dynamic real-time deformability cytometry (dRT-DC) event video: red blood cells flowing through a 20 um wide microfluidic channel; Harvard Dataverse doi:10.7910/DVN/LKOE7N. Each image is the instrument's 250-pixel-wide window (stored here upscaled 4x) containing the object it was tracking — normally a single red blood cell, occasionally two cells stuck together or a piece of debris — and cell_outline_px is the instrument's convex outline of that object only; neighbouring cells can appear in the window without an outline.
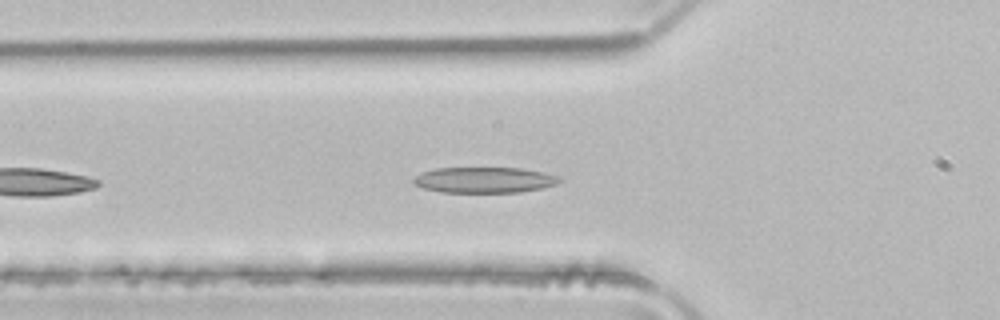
{"species": "common noctule bat (a hibernating species)", "species_latin": "Nyctalus noctula", "temperature_condition": "room temperature", "stored_images_in_passage": 19, "camera_frame_rate_fps": 3000, "um_per_image_px": 0.085, "animal": {"sex": "male", "body_mass_g": 21.5, "forearm_length_mm": 52.0}, "frame": {"image": 1, "passage_image": 6, "time_ms": 1.667, "image_size_px": [1000, 320], "cell_outline_px": [[560, 180], [556, 184], [540, 188], [520, 192], [440, 192], [424, 188], [412, 184], [412, 180], [420, 172], [436, 168], [520, 168], [560, 176]], "centroid_in_image_um": [41.1, 15.29], "position_along_channel_um": 84.7, "area_um2": 21.79}}
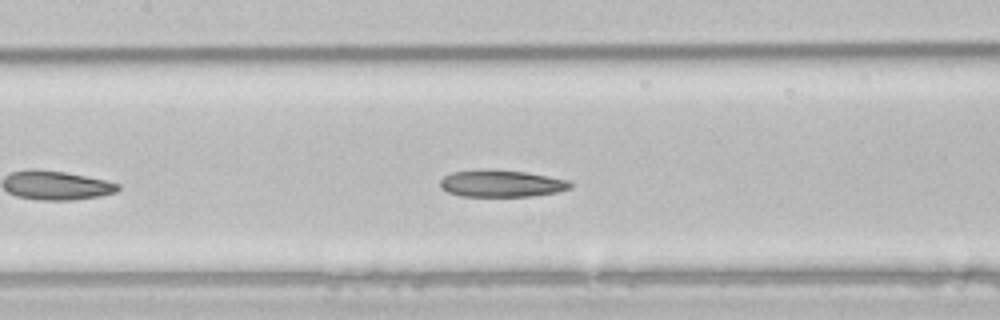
{"frame": {"image": 2, "passage_image": 12, "time_ms": 3.667, "image_size_px": [1000, 320], "cell_outline_px": [[572, 188], [556, 192], [532, 196], [460, 196], [448, 192], [440, 188], [440, 180], [444, 176], [452, 172], [480, 168], [492, 168], [524, 172], [548, 176], [568, 180], [572, 184]], "centroid_in_image_um": [42.58, 15.58], "position_along_channel_um": 164.8, "area_um2": 20.75}}
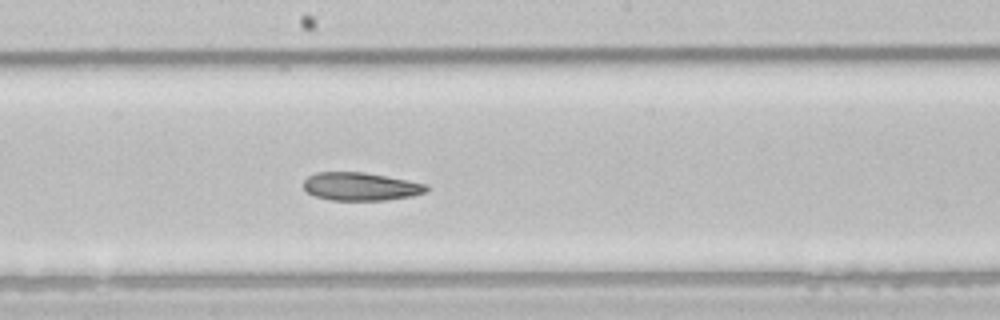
{"frame": {"image": 3, "passage_image": 16, "time_ms": 5.0, "image_size_px": [1000, 320], "cell_outline_px": [[428, 188], [424, 192], [412, 196], [384, 200], [332, 200], [316, 196], [308, 192], [304, 188], [304, 180], [308, 176], [316, 172], [364, 172], [408, 180], [428, 184]], "centroid_in_image_um": [30.66, 15.84], "position_along_channel_um": 217.5, "area_um2": 20.0}}